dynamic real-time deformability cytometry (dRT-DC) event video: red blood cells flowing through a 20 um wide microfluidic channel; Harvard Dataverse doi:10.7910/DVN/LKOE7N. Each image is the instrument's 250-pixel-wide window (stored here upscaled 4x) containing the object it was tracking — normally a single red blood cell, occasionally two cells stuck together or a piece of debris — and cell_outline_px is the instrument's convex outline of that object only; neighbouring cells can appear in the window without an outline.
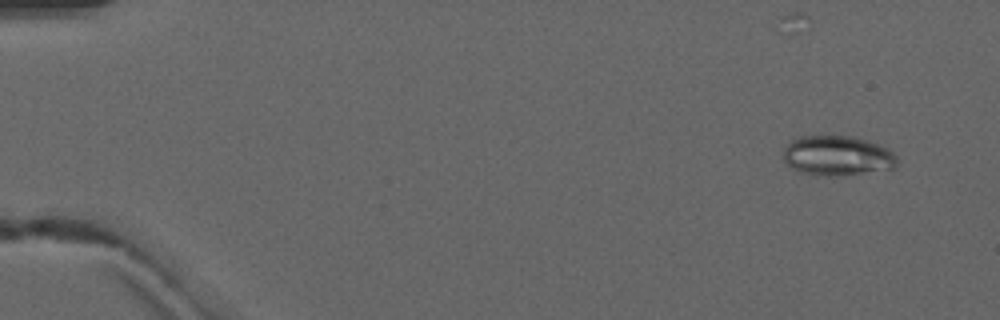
{"species": "common noctule bat (a hibernating species)", "species_latin": "Nyctalus noctula", "temperature_condition": "warm", "stored_images_in_passage": 5, "camera_frame_rate_fps": 3000, "um_per_image_px": 0.085, "animal": {"sex": "male", "forearm_length_mm": 52.5}, "frame": {"image": 1, "passage_image": 1, "time_ms": 0.0, "image_size_px": [1000, 320], "cell_outline_px": [[896, 168], [828, 176], [816, 176], [800, 172], [792, 168], [784, 160], [784, 148], [796, 136], [852, 136], [868, 140], [888, 148], [896, 156]], "centroid_in_image_um": [71.15, 13.22], "position_along_channel_um": 13.9, "area_um2": 26.3}}